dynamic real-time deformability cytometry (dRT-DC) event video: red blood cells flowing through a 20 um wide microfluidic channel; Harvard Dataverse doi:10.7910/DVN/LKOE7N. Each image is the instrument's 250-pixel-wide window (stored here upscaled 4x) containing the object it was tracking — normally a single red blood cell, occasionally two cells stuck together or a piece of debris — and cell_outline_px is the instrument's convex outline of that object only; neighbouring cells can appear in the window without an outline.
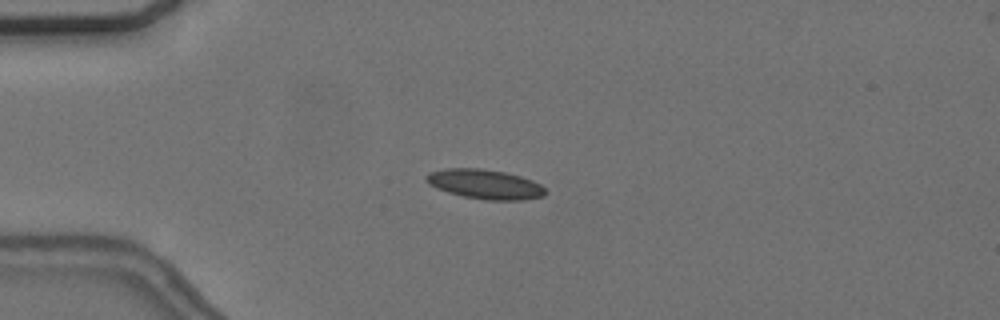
{"species": "common noctule bat (a hibernating species)", "species_latin": "Nyctalus noctula", "temperature_condition": "cold", "stored_images_in_passage": 22, "camera_frame_rate_fps": 3000, "um_per_image_px": 0.085, "animal": {"sex": "female", "body_mass_g": 24.6, "forearm_length_mm": 56.2}, "frame": {"image": 1, "passage_image": 15, "time_ms": 4.667, "image_size_px": [1000, 320], "cell_outline_px": [[544, 196], [520, 200], [484, 200], [464, 196], [448, 192], [436, 188], [428, 184], [424, 180], [424, 176], [428, 172], [448, 168], [480, 168], [504, 172], [520, 176], [532, 180], [540, 184], [544, 188]], "centroid_in_image_um": [41.16, 15.65], "position_along_channel_um": 43.8, "area_um2": 20.52}}